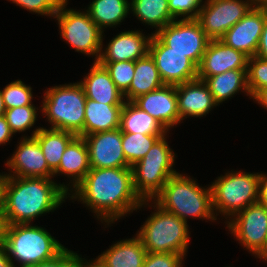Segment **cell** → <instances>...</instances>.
<instances>
[{
	"label": "cell",
	"instance_id": "obj_7",
	"mask_svg": "<svg viewBox=\"0 0 267 267\" xmlns=\"http://www.w3.org/2000/svg\"><path fill=\"white\" fill-rule=\"evenodd\" d=\"M166 139L167 134L160 137L147 154L131 166L135 192L142 200H153L169 178L178 173L173 168L176 154Z\"/></svg>",
	"mask_w": 267,
	"mask_h": 267
},
{
	"label": "cell",
	"instance_id": "obj_51",
	"mask_svg": "<svg viewBox=\"0 0 267 267\" xmlns=\"http://www.w3.org/2000/svg\"><path fill=\"white\" fill-rule=\"evenodd\" d=\"M92 267H98L95 263L92 264Z\"/></svg>",
	"mask_w": 267,
	"mask_h": 267
},
{
	"label": "cell",
	"instance_id": "obj_10",
	"mask_svg": "<svg viewBox=\"0 0 267 267\" xmlns=\"http://www.w3.org/2000/svg\"><path fill=\"white\" fill-rule=\"evenodd\" d=\"M154 34L172 51L185 54L197 67L210 42L197 19H175Z\"/></svg>",
	"mask_w": 267,
	"mask_h": 267
},
{
	"label": "cell",
	"instance_id": "obj_34",
	"mask_svg": "<svg viewBox=\"0 0 267 267\" xmlns=\"http://www.w3.org/2000/svg\"><path fill=\"white\" fill-rule=\"evenodd\" d=\"M99 63L105 67L116 87L124 94L132 83L135 61Z\"/></svg>",
	"mask_w": 267,
	"mask_h": 267
},
{
	"label": "cell",
	"instance_id": "obj_37",
	"mask_svg": "<svg viewBox=\"0 0 267 267\" xmlns=\"http://www.w3.org/2000/svg\"><path fill=\"white\" fill-rule=\"evenodd\" d=\"M203 0H168L170 14L179 19H197Z\"/></svg>",
	"mask_w": 267,
	"mask_h": 267
},
{
	"label": "cell",
	"instance_id": "obj_2",
	"mask_svg": "<svg viewBox=\"0 0 267 267\" xmlns=\"http://www.w3.org/2000/svg\"><path fill=\"white\" fill-rule=\"evenodd\" d=\"M69 197L64 182L51 178L4 176L2 215L4 224H27L53 212Z\"/></svg>",
	"mask_w": 267,
	"mask_h": 267
},
{
	"label": "cell",
	"instance_id": "obj_49",
	"mask_svg": "<svg viewBox=\"0 0 267 267\" xmlns=\"http://www.w3.org/2000/svg\"><path fill=\"white\" fill-rule=\"evenodd\" d=\"M4 221L2 211H0V241H3Z\"/></svg>",
	"mask_w": 267,
	"mask_h": 267
},
{
	"label": "cell",
	"instance_id": "obj_47",
	"mask_svg": "<svg viewBox=\"0 0 267 267\" xmlns=\"http://www.w3.org/2000/svg\"><path fill=\"white\" fill-rule=\"evenodd\" d=\"M255 5L267 11V0H255Z\"/></svg>",
	"mask_w": 267,
	"mask_h": 267
},
{
	"label": "cell",
	"instance_id": "obj_38",
	"mask_svg": "<svg viewBox=\"0 0 267 267\" xmlns=\"http://www.w3.org/2000/svg\"><path fill=\"white\" fill-rule=\"evenodd\" d=\"M184 258L179 253L148 252L142 267H183Z\"/></svg>",
	"mask_w": 267,
	"mask_h": 267
},
{
	"label": "cell",
	"instance_id": "obj_9",
	"mask_svg": "<svg viewBox=\"0 0 267 267\" xmlns=\"http://www.w3.org/2000/svg\"><path fill=\"white\" fill-rule=\"evenodd\" d=\"M65 0L54 14L63 41L75 50L88 56H95L98 62L103 47V31L91 20L89 13L81 10L66 9Z\"/></svg>",
	"mask_w": 267,
	"mask_h": 267
},
{
	"label": "cell",
	"instance_id": "obj_25",
	"mask_svg": "<svg viewBox=\"0 0 267 267\" xmlns=\"http://www.w3.org/2000/svg\"><path fill=\"white\" fill-rule=\"evenodd\" d=\"M199 79L208 86L218 106L229 98H233L239 91L245 92V95L250 97L247 85V69L229 70L215 76Z\"/></svg>",
	"mask_w": 267,
	"mask_h": 267
},
{
	"label": "cell",
	"instance_id": "obj_17",
	"mask_svg": "<svg viewBox=\"0 0 267 267\" xmlns=\"http://www.w3.org/2000/svg\"><path fill=\"white\" fill-rule=\"evenodd\" d=\"M138 108L154 117L168 132L180 124L176 85H164L132 101Z\"/></svg>",
	"mask_w": 267,
	"mask_h": 267
},
{
	"label": "cell",
	"instance_id": "obj_11",
	"mask_svg": "<svg viewBox=\"0 0 267 267\" xmlns=\"http://www.w3.org/2000/svg\"><path fill=\"white\" fill-rule=\"evenodd\" d=\"M255 5V0H205L197 20L210 40H220Z\"/></svg>",
	"mask_w": 267,
	"mask_h": 267
},
{
	"label": "cell",
	"instance_id": "obj_43",
	"mask_svg": "<svg viewBox=\"0 0 267 267\" xmlns=\"http://www.w3.org/2000/svg\"><path fill=\"white\" fill-rule=\"evenodd\" d=\"M251 98L253 101L255 100V102L267 110V88L258 90Z\"/></svg>",
	"mask_w": 267,
	"mask_h": 267
},
{
	"label": "cell",
	"instance_id": "obj_46",
	"mask_svg": "<svg viewBox=\"0 0 267 267\" xmlns=\"http://www.w3.org/2000/svg\"><path fill=\"white\" fill-rule=\"evenodd\" d=\"M258 257L259 259L267 262V240L265 241L264 246L261 248L259 253L255 256V258Z\"/></svg>",
	"mask_w": 267,
	"mask_h": 267
},
{
	"label": "cell",
	"instance_id": "obj_19",
	"mask_svg": "<svg viewBox=\"0 0 267 267\" xmlns=\"http://www.w3.org/2000/svg\"><path fill=\"white\" fill-rule=\"evenodd\" d=\"M149 35L140 30L122 31L102 48L98 62L136 61L145 57L152 37V34Z\"/></svg>",
	"mask_w": 267,
	"mask_h": 267
},
{
	"label": "cell",
	"instance_id": "obj_28",
	"mask_svg": "<svg viewBox=\"0 0 267 267\" xmlns=\"http://www.w3.org/2000/svg\"><path fill=\"white\" fill-rule=\"evenodd\" d=\"M121 132L147 135H165L168 131L147 112L138 108L132 101H125L120 120Z\"/></svg>",
	"mask_w": 267,
	"mask_h": 267
},
{
	"label": "cell",
	"instance_id": "obj_44",
	"mask_svg": "<svg viewBox=\"0 0 267 267\" xmlns=\"http://www.w3.org/2000/svg\"><path fill=\"white\" fill-rule=\"evenodd\" d=\"M0 267H14L8 257L3 241H0Z\"/></svg>",
	"mask_w": 267,
	"mask_h": 267
},
{
	"label": "cell",
	"instance_id": "obj_5",
	"mask_svg": "<svg viewBox=\"0 0 267 267\" xmlns=\"http://www.w3.org/2000/svg\"><path fill=\"white\" fill-rule=\"evenodd\" d=\"M152 202V203H151ZM151 203L152 205H149ZM154 204V205H153ZM154 207L136 235L147 252L179 253L184 257L188 252L190 230L187 222L158 206L153 200H143L142 207ZM156 211V212H155Z\"/></svg>",
	"mask_w": 267,
	"mask_h": 267
},
{
	"label": "cell",
	"instance_id": "obj_39",
	"mask_svg": "<svg viewBox=\"0 0 267 267\" xmlns=\"http://www.w3.org/2000/svg\"><path fill=\"white\" fill-rule=\"evenodd\" d=\"M78 253L65 248L59 255H57V267H92L93 260L89 262L82 258Z\"/></svg>",
	"mask_w": 267,
	"mask_h": 267
},
{
	"label": "cell",
	"instance_id": "obj_50",
	"mask_svg": "<svg viewBox=\"0 0 267 267\" xmlns=\"http://www.w3.org/2000/svg\"><path fill=\"white\" fill-rule=\"evenodd\" d=\"M6 108L4 105L3 97L0 91V116H3L5 114Z\"/></svg>",
	"mask_w": 267,
	"mask_h": 267
},
{
	"label": "cell",
	"instance_id": "obj_36",
	"mask_svg": "<svg viewBox=\"0 0 267 267\" xmlns=\"http://www.w3.org/2000/svg\"><path fill=\"white\" fill-rule=\"evenodd\" d=\"M15 3L16 6L24 8L31 13L40 14L43 16L54 17L60 5L65 0H8Z\"/></svg>",
	"mask_w": 267,
	"mask_h": 267
},
{
	"label": "cell",
	"instance_id": "obj_24",
	"mask_svg": "<svg viewBox=\"0 0 267 267\" xmlns=\"http://www.w3.org/2000/svg\"><path fill=\"white\" fill-rule=\"evenodd\" d=\"M123 105L101 104L86 98L84 136L120 128Z\"/></svg>",
	"mask_w": 267,
	"mask_h": 267
},
{
	"label": "cell",
	"instance_id": "obj_35",
	"mask_svg": "<svg viewBox=\"0 0 267 267\" xmlns=\"http://www.w3.org/2000/svg\"><path fill=\"white\" fill-rule=\"evenodd\" d=\"M247 85L251 97L262 88H267V60L252 56L248 59Z\"/></svg>",
	"mask_w": 267,
	"mask_h": 267
},
{
	"label": "cell",
	"instance_id": "obj_31",
	"mask_svg": "<svg viewBox=\"0 0 267 267\" xmlns=\"http://www.w3.org/2000/svg\"><path fill=\"white\" fill-rule=\"evenodd\" d=\"M162 136L122 132V149L127 163L133 166L141 160Z\"/></svg>",
	"mask_w": 267,
	"mask_h": 267
},
{
	"label": "cell",
	"instance_id": "obj_6",
	"mask_svg": "<svg viewBox=\"0 0 267 267\" xmlns=\"http://www.w3.org/2000/svg\"><path fill=\"white\" fill-rule=\"evenodd\" d=\"M86 96L79 82L56 85L45 90L40 111L53 129L84 137Z\"/></svg>",
	"mask_w": 267,
	"mask_h": 267
},
{
	"label": "cell",
	"instance_id": "obj_20",
	"mask_svg": "<svg viewBox=\"0 0 267 267\" xmlns=\"http://www.w3.org/2000/svg\"><path fill=\"white\" fill-rule=\"evenodd\" d=\"M180 122L206 116L218 104L205 82L199 78L176 85Z\"/></svg>",
	"mask_w": 267,
	"mask_h": 267
},
{
	"label": "cell",
	"instance_id": "obj_22",
	"mask_svg": "<svg viewBox=\"0 0 267 267\" xmlns=\"http://www.w3.org/2000/svg\"><path fill=\"white\" fill-rule=\"evenodd\" d=\"M89 170V155L86 142L83 137L76 136L66 147L61 157L60 165L53 172V177L59 176L60 173L61 175H67L66 177L70 178V182L66 185V192L70 194Z\"/></svg>",
	"mask_w": 267,
	"mask_h": 267
},
{
	"label": "cell",
	"instance_id": "obj_23",
	"mask_svg": "<svg viewBox=\"0 0 267 267\" xmlns=\"http://www.w3.org/2000/svg\"><path fill=\"white\" fill-rule=\"evenodd\" d=\"M147 251L140 238L123 239L114 243L94 259L98 267H142Z\"/></svg>",
	"mask_w": 267,
	"mask_h": 267
},
{
	"label": "cell",
	"instance_id": "obj_12",
	"mask_svg": "<svg viewBox=\"0 0 267 267\" xmlns=\"http://www.w3.org/2000/svg\"><path fill=\"white\" fill-rule=\"evenodd\" d=\"M227 229L236 241L256 256L267 240V206L260 202L249 205L226 220Z\"/></svg>",
	"mask_w": 267,
	"mask_h": 267
},
{
	"label": "cell",
	"instance_id": "obj_15",
	"mask_svg": "<svg viewBox=\"0 0 267 267\" xmlns=\"http://www.w3.org/2000/svg\"><path fill=\"white\" fill-rule=\"evenodd\" d=\"M18 143L12 157L7 159L5 163L9 174L4 172L3 175L53 178V171L48 167L40 145L35 138L24 135Z\"/></svg>",
	"mask_w": 267,
	"mask_h": 267
},
{
	"label": "cell",
	"instance_id": "obj_48",
	"mask_svg": "<svg viewBox=\"0 0 267 267\" xmlns=\"http://www.w3.org/2000/svg\"><path fill=\"white\" fill-rule=\"evenodd\" d=\"M3 180H4V175H3V172H2V173H0V211H2Z\"/></svg>",
	"mask_w": 267,
	"mask_h": 267
},
{
	"label": "cell",
	"instance_id": "obj_30",
	"mask_svg": "<svg viewBox=\"0 0 267 267\" xmlns=\"http://www.w3.org/2000/svg\"><path fill=\"white\" fill-rule=\"evenodd\" d=\"M130 12L143 24L155 28L152 34L175 20L170 14L168 0H131Z\"/></svg>",
	"mask_w": 267,
	"mask_h": 267
},
{
	"label": "cell",
	"instance_id": "obj_1",
	"mask_svg": "<svg viewBox=\"0 0 267 267\" xmlns=\"http://www.w3.org/2000/svg\"><path fill=\"white\" fill-rule=\"evenodd\" d=\"M109 226L140 208L143 200L135 192L131 167L90 168L83 180L70 192Z\"/></svg>",
	"mask_w": 267,
	"mask_h": 267
},
{
	"label": "cell",
	"instance_id": "obj_32",
	"mask_svg": "<svg viewBox=\"0 0 267 267\" xmlns=\"http://www.w3.org/2000/svg\"><path fill=\"white\" fill-rule=\"evenodd\" d=\"M38 110L35 105L6 109L4 116L11 132L15 135L17 132L22 133L32 128L37 121Z\"/></svg>",
	"mask_w": 267,
	"mask_h": 267
},
{
	"label": "cell",
	"instance_id": "obj_26",
	"mask_svg": "<svg viewBox=\"0 0 267 267\" xmlns=\"http://www.w3.org/2000/svg\"><path fill=\"white\" fill-rule=\"evenodd\" d=\"M30 137L38 141L48 167L54 172L60 165L66 147L76 135L64 130L37 127Z\"/></svg>",
	"mask_w": 267,
	"mask_h": 267
},
{
	"label": "cell",
	"instance_id": "obj_29",
	"mask_svg": "<svg viewBox=\"0 0 267 267\" xmlns=\"http://www.w3.org/2000/svg\"><path fill=\"white\" fill-rule=\"evenodd\" d=\"M91 20L104 32L116 27L130 14L129 0H93L86 10Z\"/></svg>",
	"mask_w": 267,
	"mask_h": 267
},
{
	"label": "cell",
	"instance_id": "obj_14",
	"mask_svg": "<svg viewBox=\"0 0 267 267\" xmlns=\"http://www.w3.org/2000/svg\"><path fill=\"white\" fill-rule=\"evenodd\" d=\"M83 138L88 148L90 168L131 167L122 149L120 128L86 135Z\"/></svg>",
	"mask_w": 267,
	"mask_h": 267
},
{
	"label": "cell",
	"instance_id": "obj_4",
	"mask_svg": "<svg viewBox=\"0 0 267 267\" xmlns=\"http://www.w3.org/2000/svg\"><path fill=\"white\" fill-rule=\"evenodd\" d=\"M3 243L14 267H29L50 260L66 248L45 227L31 223L5 224ZM15 261L20 264L16 266Z\"/></svg>",
	"mask_w": 267,
	"mask_h": 267
},
{
	"label": "cell",
	"instance_id": "obj_21",
	"mask_svg": "<svg viewBox=\"0 0 267 267\" xmlns=\"http://www.w3.org/2000/svg\"><path fill=\"white\" fill-rule=\"evenodd\" d=\"M87 99L108 105H124L123 93L116 87L108 71L99 62H94L90 72L79 82Z\"/></svg>",
	"mask_w": 267,
	"mask_h": 267
},
{
	"label": "cell",
	"instance_id": "obj_42",
	"mask_svg": "<svg viewBox=\"0 0 267 267\" xmlns=\"http://www.w3.org/2000/svg\"><path fill=\"white\" fill-rule=\"evenodd\" d=\"M267 174L259 173V202L267 206Z\"/></svg>",
	"mask_w": 267,
	"mask_h": 267
},
{
	"label": "cell",
	"instance_id": "obj_3",
	"mask_svg": "<svg viewBox=\"0 0 267 267\" xmlns=\"http://www.w3.org/2000/svg\"><path fill=\"white\" fill-rule=\"evenodd\" d=\"M190 177L180 172L170 177L153 201L185 222L189 217L215 222L211 186H199Z\"/></svg>",
	"mask_w": 267,
	"mask_h": 267
},
{
	"label": "cell",
	"instance_id": "obj_8",
	"mask_svg": "<svg viewBox=\"0 0 267 267\" xmlns=\"http://www.w3.org/2000/svg\"><path fill=\"white\" fill-rule=\"evenodd\" d=\"M210 186L216 218L221 214L230 220L239 211L259 202V173L231 170Z\"/></svg>",
	"mask_w": 267,
	"mask_h": 267
},
{
	"label": "cell",
	"instance_id": "obj_13",
	"mask_svg": "<svg viewBox=\"0 0 267 267\" xmlns=\"http://www.w3.org/2000/svg\"><path fill=\"white\" fill-rule=\"evenodd\" d=\"M149 54L166 85H178L198 78V67L185 54L172 51L155 34L149 43Z\"/></svg>",
	"mask_w": 267,
	"mask_h": 267
},
{
	"label": "cell",
	"instance_id": "obj_40",
	"mask_svg": "<svg viewBox=\"0 0 267 267\" xmlns=\"http://www.w3.org/2000/svg\"><path fill=\"white\" fill-rule=\"evenodd\" d=\"M255 56L267 60V16L263 26V31L260 36L258 50Z\"/></svg>",
	"mask_w": 267,
	"mask_h": 267
},
{
	"label": "cell",
	"instance_id": "obj_18",
	"mask_svg": "<svg viewBox=\"0 0 267 267\" xmlns=\"http://www.w3.org/2000/svg\"><path fill=\"white\" fill-rule=\"evenodd\" d=\"M249 57L221 40H210L198 66V78H208L234 69H247Z\"/></svg>",
	"mask_w": 267,
	"mask_h": 267
},
{
	"label": "cell",
	"instance_id": "obj_45",
	"mask_svg": "<svg viewBox=\"0 0 267 267\" xmlns=\"http://www.w3.org/2000/svg\"><path fill=\"white\" fill-rule=\"evenodd\" d=\"M29 267H57V256L50 260L39 262Z\"/></svg>",
	"mask_w": 267,
	"mask_h": 267
},
{
	"label": "cell",
	"instance_id": "obj_41",
	"mask_svg": "<svg viewBox=\"0 0 267 267\" xmlns=\"http://www.w3.org/2000/svg\"><path fill=\"white\" fill-rule=\"evenodd\" d=\"M13 135L5 116H0V145H6L10 142Z\"/></svg>",
	"mask_w": 267,
	"mask_h": 267
},
{
	"label": "cell",
	"instance_id": "obj_33",
	"mask_svg": "<svg viewBox=\"0 0 267 267\" xmlns=\"http://www.w3.org/2000/svg\"><path fill=\"white\" fill-rule=\"evenodd\" d=\"M0 91L6 109L34 105L32 88L21 80L12 81Z\"/></svg>",
	"mask_w": 267,
	"mask_h": 267
},
{
	"label": "cell",
	"instance_id": "obj_16",
	"mask_svg": "<svg viewBox=\"0 0 267 267\" xmlns=\"http://www.w3.org/2000/svg\"><path fill=\"white\" fill-rule=\"evenodd\" d=\"M266 16L267 11L254 5L220 40L249 58L255 56Z\"/></svg>",
	"mask_w": 267,
	"mask_h": 267
},
{
	"label": "cell",
	"instance_id": "obj_27",
	"mask_svg": "<svg viewBox=\"0 0 267 267\" xmlns=\"http://www.w3.org/2000/svg\"><path fill=\"white\" fill-rule=\"evenodd\" d=\"M154 59L148 53L135 61V71L129 89L123 94L125 101H133L137 97L164 86Z\"/></svg>",
	"mask_w": 267,
	"mask_h": 267
}]
</instances>
